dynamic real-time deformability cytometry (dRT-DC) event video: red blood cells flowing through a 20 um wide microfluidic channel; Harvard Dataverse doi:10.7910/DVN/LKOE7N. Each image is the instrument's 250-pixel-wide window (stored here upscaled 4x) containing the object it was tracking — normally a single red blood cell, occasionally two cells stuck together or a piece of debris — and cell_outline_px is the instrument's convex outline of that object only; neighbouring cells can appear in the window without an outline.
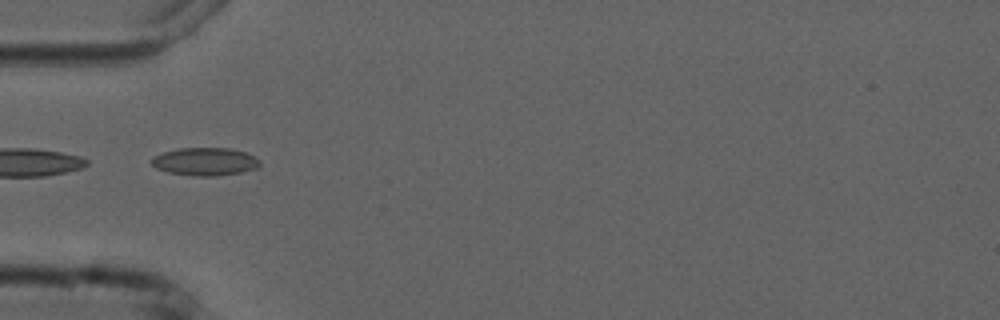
{"species": "common noctule bat (a hibernating species)", "species_latin": "Nyctalus noctula", "temperature_condition": "cold", "stored_images_in_passage": 5, "camera_frame_rate_fps": 3000, "um_per_image_px": 0.085, "animal": {"sex": "male", "forearm_length_mm": 52.5}, "frame": {"image": 1, "passage_image": 5, "time_ms": 4.667, "image_size_px": [1000, 320], "cell_outline_px": [[260, 168], [240, 172], [216, 176], [192, 176], [168, 172], [156, 168], [152, 164], [152, 160], [156, 156], [164, 152], [180, 148], [232, 148], [256, 156], [260, 160]], "centroid_in_image_um": [17.49, 13.74], "position_along_channel_um": 67.5, "area_um2": 17.63}}